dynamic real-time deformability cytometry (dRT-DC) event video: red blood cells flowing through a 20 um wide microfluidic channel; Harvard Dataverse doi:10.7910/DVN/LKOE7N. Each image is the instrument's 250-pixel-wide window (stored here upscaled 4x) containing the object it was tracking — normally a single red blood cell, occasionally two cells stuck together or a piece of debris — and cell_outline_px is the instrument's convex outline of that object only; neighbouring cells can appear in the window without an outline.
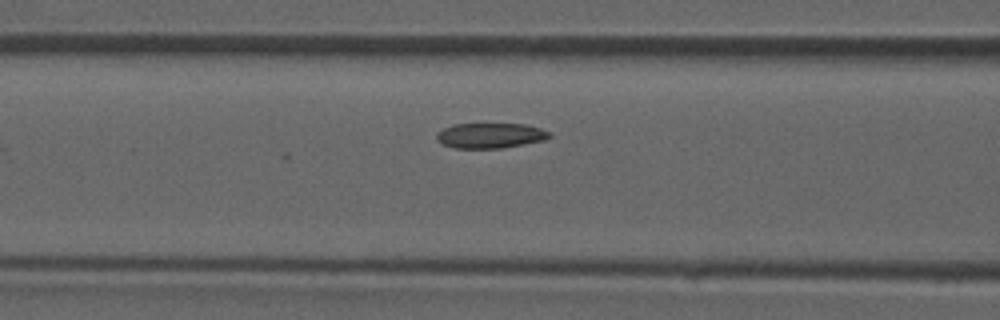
{"species": "common noctule bat (a hibernating species)", "species_latin": "Nyctalus noctula", "temperature_condition": "room temperature", "stored_images_in_passage": 25, "camera_frame_rate_fps": 3000, "um_per_image_px": 0.085, "animal": {"sex": "male", "forearm_length_mm": 52.5}, "frame": {"image": 1, "passage_image": 17, "time_ms": 5.333, "image_size_px": [1000, 320], "cell_outline_px": [[552, 136], [544, 140], [524, 144], [500, 148], [456, 148], [444, 144], [436, 140], [436, 132], [452, 124], [524, 124], [540, 128], [552, 132]], "centroid_in_image_um": [41.68, 11.51], "position_along_channel_um": 124.9, "area_um2": 16.59}}